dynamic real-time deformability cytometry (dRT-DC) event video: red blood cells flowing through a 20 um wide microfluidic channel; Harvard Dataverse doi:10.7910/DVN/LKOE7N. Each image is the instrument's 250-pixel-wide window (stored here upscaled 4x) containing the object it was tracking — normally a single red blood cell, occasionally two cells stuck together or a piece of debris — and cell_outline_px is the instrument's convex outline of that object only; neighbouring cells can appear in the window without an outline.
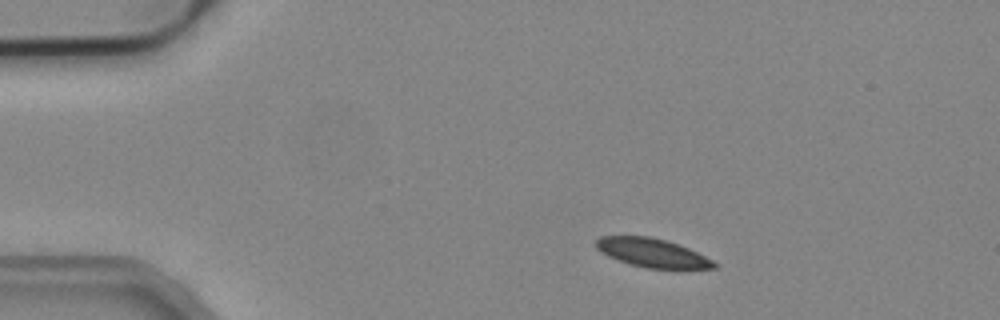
{"species": "common noctule bat (a hibernating species)", "species_latin": "Nyctalus noctula", "temperature_condition": "cold", "stored_images_in_passage": 3, "segment_of_instrument_passage": [1, 2], "camera_frame_rate_fps": 3000, "um_per_image_px": 0.085, "animal": {"sex": "male", "body_mass_g": 19.2, "forearm_length_mm": 51.8}, "frame": {"image": 1, "passage_image": 1, "time_ms": 0.0, "image_size_px": [1000, 320], "cell_outline_px": [[720, 264], [716, 268], [676, 272], [644, 268], [608, 256], [600, 252], [596, 248], [596, 240], [600, 236], [652, 236], [688, 248]], "centroid_in_image_um": [55.54, 21.55], "position_along_channel_um": 29.5, "area_um2": 20.52}}